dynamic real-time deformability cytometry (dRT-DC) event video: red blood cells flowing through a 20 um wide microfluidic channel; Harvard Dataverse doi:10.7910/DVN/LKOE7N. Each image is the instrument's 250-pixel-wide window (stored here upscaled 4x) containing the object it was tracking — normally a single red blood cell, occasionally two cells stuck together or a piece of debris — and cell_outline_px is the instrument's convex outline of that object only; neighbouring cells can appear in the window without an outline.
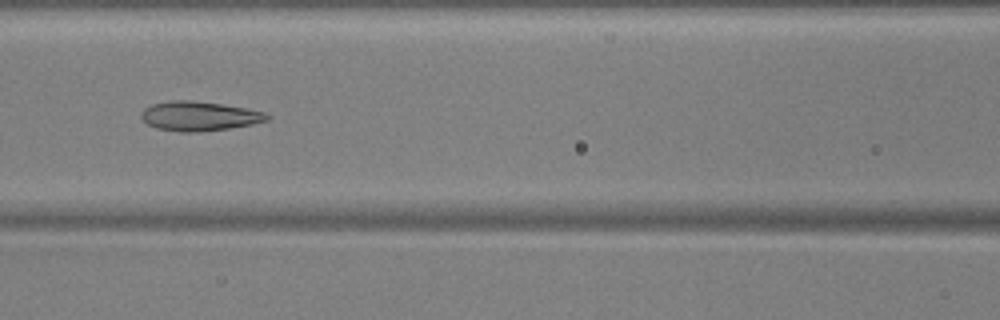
{"species": "common noctule bat (a hibernating species)", "species_latin": "Nyctalus noctula", "temperature_condition": "warm", "stored_images_in_passage": 52, "camera_frame_rate_fps": 3000, "um_per_image_px": 0.085, "animal": {"sex": "male", "body_mass_g": 17.9, "forearm_length_mm": 54.2}, "frame": {"image": 1, "passage_image": 23, "time_ms": 7.333, "image_size_px": [1000, 320], "cell_outline_px": [[268, 120], [252, 124], [228, 128], [200, 132], [180, 132], [156, 128], [148, 124], [140, 116], [140, 112], [144, 108], [152, 104], [172, 100], [192, 100], [224, 104], [264, 112], [268, 116]], "centroid_in_image_um": [16.88, 9.86], "position_along_channel_um": 149.7, "area_um2": 21.5}}
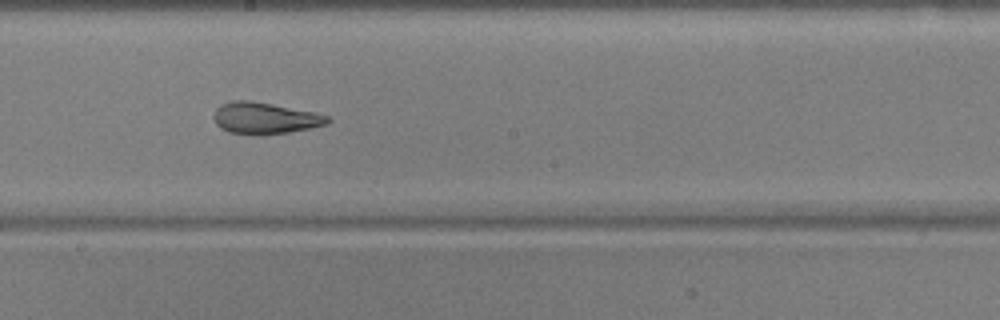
{"frame": {"image": 2, "passage_image": 29, "time_ms": 9.333, "image_size_px": [1000, 320], "cell_outline_px": [[332, 120], [328, 124], [312, 128], [264, 136], [228, 132], [220, 128], [216, 124], [212, 116], [216, 108], [220, 104], [232, 100], [252, 100], [316, 112], [328, 116]], "centroid_in_image_um": [22.51, 10.04], "position_along_channel_um": 225.7, "area_um2": 21.44}}
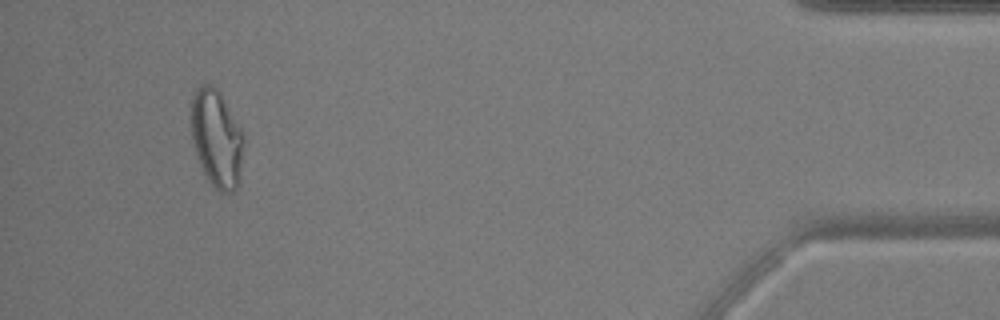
{"frame": {"image": 3, "passage_image": 49, "time_ms": 16.0, "image_size_px": [1000, 320], "cell_outline_px": [[244, 144], [240, 184], [232, 192], [220, 192], [204, 176], [192, 140], [192, 96], [196, 88], [204, 84], [212, 84], [220, 92], [244, 132]], "centroid_in_image_um": [18.45, 11.79], "position_along_channel_um": 416.7, "area_um2": 30.23}, "authors_computed_cell_mechanics": {"area_um2": 23.7558, "velocity_mm_per_s": 3.8086, "shape_relaxation_time_tau1_ms": 8.2142, "shape_relaxation_time_tau2_ms": 1.8014, "deformation_change_tau1": 0.2169, "deformation_change_tau2": 0.0721}}